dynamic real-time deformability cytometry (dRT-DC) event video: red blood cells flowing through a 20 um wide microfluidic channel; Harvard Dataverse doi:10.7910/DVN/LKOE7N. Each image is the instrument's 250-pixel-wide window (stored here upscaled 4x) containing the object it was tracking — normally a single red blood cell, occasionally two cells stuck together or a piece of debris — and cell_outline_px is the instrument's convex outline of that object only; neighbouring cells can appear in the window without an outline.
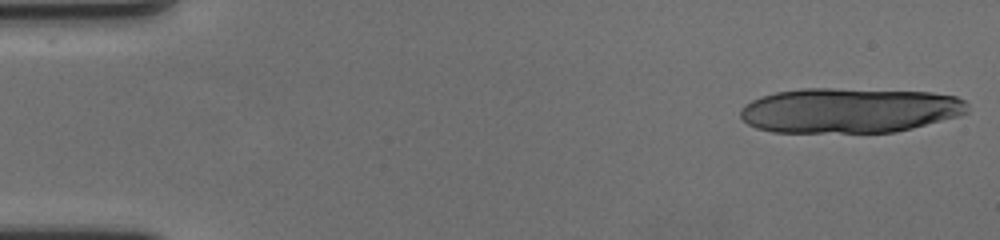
{"species": "human", "species_latin": "Homo sapiens", "temperature_condition": "cold", "stored_images_in_passage": 18, "camera_frame_rate_fps": 3000, "um_per_image_px": 0.085, "donor": {"sex": "female"}, "frame": {"image": 1, "passage_image": 1, "time_ms": 0.0, "image_size_px": [1000, 240], "cell_outline_px": [[968, 112], [960, 116], [896, 132], [772, 132], [756, 128], [748, 124], [740, 116], [740, 108], [744, 104], [760, 96], [776, 92], [800, 88], [832, 88], [932, 92], [956, 96], [964, 100], [968, 104]], "centroid_in_image_um": [72.2, 9.37], "position_along_channel_um": 12.8, "area_um2": 60.05}}